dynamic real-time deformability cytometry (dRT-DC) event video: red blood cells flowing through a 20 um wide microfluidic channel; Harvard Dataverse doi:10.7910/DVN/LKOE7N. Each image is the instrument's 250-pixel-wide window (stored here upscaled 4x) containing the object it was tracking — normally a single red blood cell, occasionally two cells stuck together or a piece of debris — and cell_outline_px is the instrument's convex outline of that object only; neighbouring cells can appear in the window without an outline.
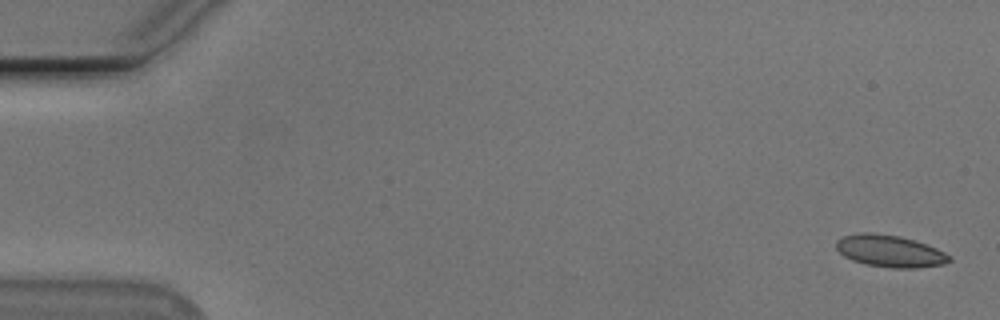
{"species": "Egyptian fruit bat (a non-hibernating species)", "species_latin": "Rousettus aegyptiacus", "temperature_condition": "cold", "stored_images_in_passage": 54, "camera_frame_rate_fps": 3000, "um_per_image_px": 0.085, "animal": {"sex": "male"}, "frame": {"image": 1, "passage_image": 2, "time_ms": 0.333, "image_size_px": [1000, 320], "cell_outline_px": [[952, 260], [944, 264], [916, 268], [892, 268], [868, 264], [852, 260], [844, 256], [836, 248], [836, 240], [844, 236], [860, 232], [872, 232], [900, 236], [936, 248], [952, 256]], "centroid_in_image_um": [75.64, 21.34], "position_along_channel_um": 9.4, "area_um2": 20.98}}
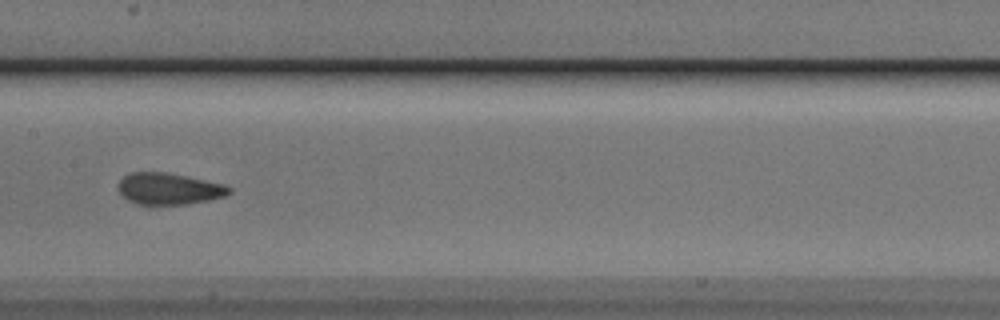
{"frame": {"image": 2, "passage_image": 28, "time_ms": 9.0, "image_size_px": [1000, 320], "cell_outline_px": [[232, 192], [224, 196], [208, 200], [188, 204], [136, 204], [120, 196], [120, 180], [124, 176], [132, 172], [164, 172], [188, 176], [224, 184], [232, 188]], "centroid_in_image_um": [14.38, 16.04], "position_along_channel_um": 193.0, "area_um2": 20.35}}
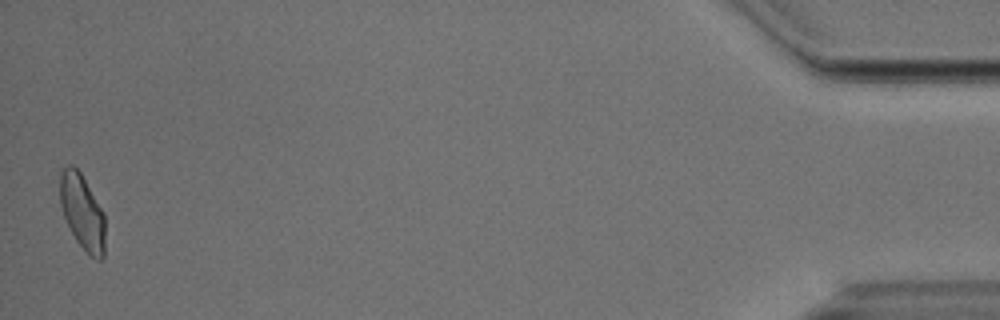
{"frame": {"image": 3, "passage_image": 54, "time_ms": 17.667, "image_size_px": [1000, 320], "cell_outline_px": [[104, 256], [100, 260], [96, 260], [76, 240], [64, 216], [60, 204], [60, 172], [68, 164], [72, 164], [80, 172], [104, 212]], "centroid_in_image_um": [6.99, 17.99], "position_along_channel_um": 428.2, "area_um2": 19.48}, "authors_computed_cell_mechanics": {"area_um2": 20.4612, "velocity_mm_per_s": 3.7742, "shape_relaxation_time_tau1_ms": 8.7628, "shape_relaxation_time_tau2_ms": 0.7239, "deformation_change_tau1": 0.1539, "deformation_change_tau2": 0.0487}}